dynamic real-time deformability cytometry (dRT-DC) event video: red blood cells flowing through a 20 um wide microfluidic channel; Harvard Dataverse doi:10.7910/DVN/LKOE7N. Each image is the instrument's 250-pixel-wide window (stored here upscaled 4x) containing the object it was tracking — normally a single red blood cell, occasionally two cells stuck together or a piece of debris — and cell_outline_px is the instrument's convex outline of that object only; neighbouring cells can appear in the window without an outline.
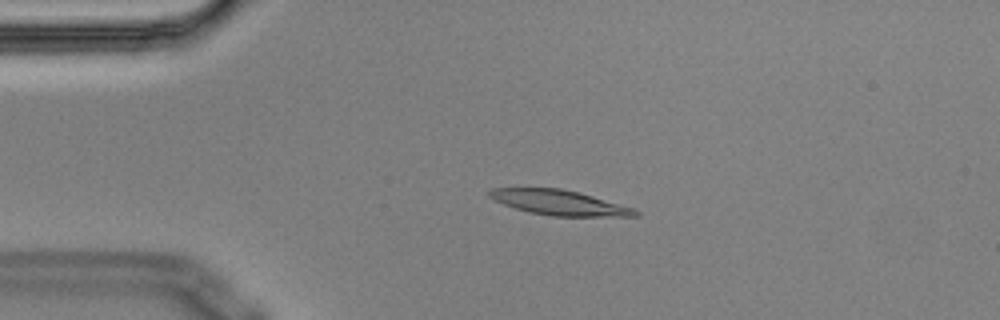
{"species": "Egyptian fruit bat (a non-hibernating species)", "species_latin": "Rousettus aegyptiacus", "temperature_condition": "cold", "stored_images_in_passage": 5, "camera_frame_rate_fps": 3000, "um_per_image_px": 0.085, "animal": {"sex": "male"}, "frame": {"image": 1, "passage_image": 4, "time_ms": 1.0, "image_size_px": [1000, 320], "cell_outline_px": [[640, 216], [552, 216], [528, 212], [504, 204], [488, 196], [488, 192], [492, 188], [560, 188], [592, 196], [632, 208], [640, 212]], "centroid_in_image_um": [47.52, 17.22], "position_along_channel_um": 37.5, "area_um2": 20.87}}